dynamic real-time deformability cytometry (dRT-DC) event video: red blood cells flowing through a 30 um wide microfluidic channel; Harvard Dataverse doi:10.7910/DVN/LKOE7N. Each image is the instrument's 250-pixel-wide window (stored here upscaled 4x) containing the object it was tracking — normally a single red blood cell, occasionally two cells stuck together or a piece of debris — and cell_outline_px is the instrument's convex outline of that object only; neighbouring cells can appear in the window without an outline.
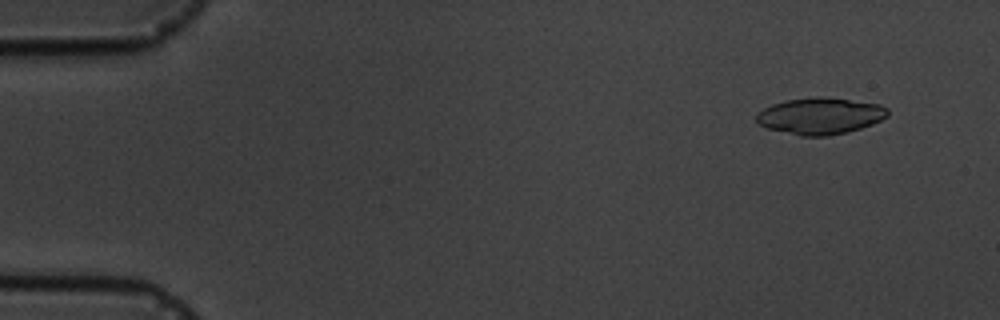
{"species": "common noctule bat (a hibernating species)", "species_latin": "Nyctalus noctula", "temperature_condition": "cold", "stored_images_in_passage": 18, "camera_frame_rate_fps": 3000, "um_per_image_px": 0.085, "animal": {"sex": "male", "body_mass_g": 19.5, "forearm_length_mm": 54.6}, "frame": {"image": 1, "passage_image": 2, "time_ms": 1.0, "image_size_px": [1000, 320], "cell_outline_px": [[888, 116], [872, 124], [848, 132], [828, 136], [800, 136], [768, 128], [760, 124], [756, 120], [756, 116], [764, 108], [772, 104], [784, 100], [824, 96], [880, 104], [888, 108]], "centroid_in_image_um": [69.74, 9.85], "position_along_channel_um": 15.3, "area_um2": 27.92}}